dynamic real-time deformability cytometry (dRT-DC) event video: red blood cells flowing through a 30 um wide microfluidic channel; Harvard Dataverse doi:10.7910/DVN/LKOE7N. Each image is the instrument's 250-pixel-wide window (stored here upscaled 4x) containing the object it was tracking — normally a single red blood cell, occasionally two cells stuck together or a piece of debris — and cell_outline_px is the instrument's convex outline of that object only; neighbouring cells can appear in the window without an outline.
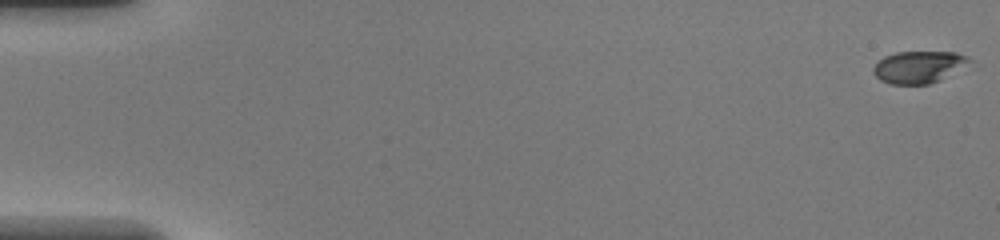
{"species": "common noctule bat (a hibernating species)", "species_latin": "Nyctalus noctula", "temperature_condition": "warm", "stored_images_in_passage": 49, "camera_frame_rate_fps": 3000, "um_per_image_px": 0.085, "animal": {"sex": "female", "body_mass_g": 20.0, "forearm_length_mm": 54.0}, "frame": {"image": 1, "passage_image": 1, "time_ms": 0.0, "image_size_px": [1000, 240], "cell_outline_px": [[972, 64], [940, 80], [928, 84], [888, 84], [880, 80], [872, 72], [872, 68], [884, 56], [896, 52], [956, 52], [968, 56], [972, 60]], "centroid_in_image_um": [78.13, 5.69], "position_along_channel_um": 6.9, "area_um2": 18.21}}
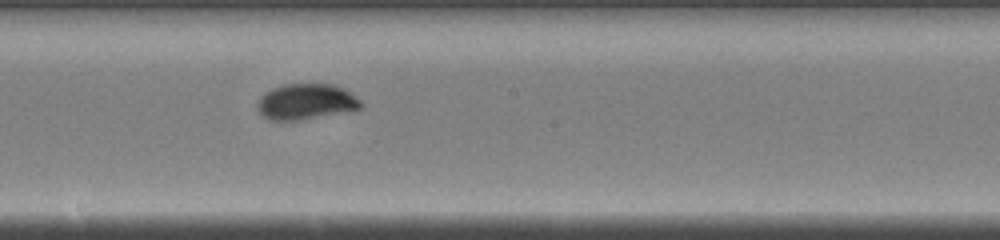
{"frame": {"image": 2, "passage_image": 28, "time_ms": 9.0, "image_size_px": [1000, 240], "cell_outline_px": [[364, 104], [360, 108], [300, 120], [268, 120], [256, 108], [256, 104], [264, 92], [272, 88], [284, 84], [336, 84], [344, 88], [360, 100]], "centroid_in_image_um": [25.98, 8.63], "position_along_channel_um": 222.2, "area_um2": 21.44}}
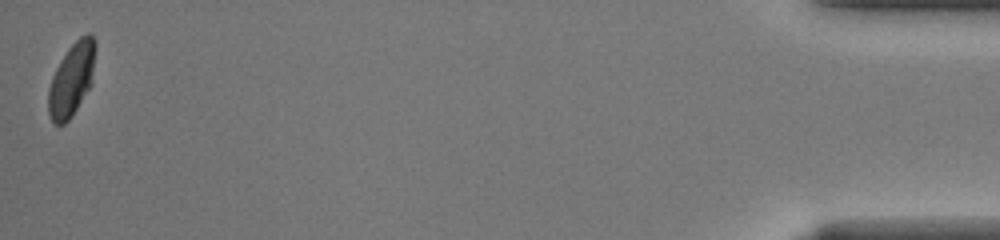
{"frame": {"image": 3, "passage_image": 49, "time_ms": 16.0, "image_size_px": [1000, 240], "cell_outline_px": [[96, 48], [92, 84], [72, 116], [64, 124], [56, 124], [52, 120], [48, 112], [48, 88], [52, 76], [60, 60], [68, 48], [80, 36], [88, 32], [92, 36], [96, 44]], "centroid_in_image_um": [6.1, 6.73], "position_along_channel_um": 429.1, "area_um2": 20.17}, "authors_computed_cell_mechanics": {"area_um2": 20.2878, "velocity_mm_per_s": 4.2592, "shape_relaxation_time_tau1_ms": 2.7967, "shape_relaxation_time_tau2_ms": null, "deformation_change_tau1": 0.1761, "deformation_change_tau2": null}}